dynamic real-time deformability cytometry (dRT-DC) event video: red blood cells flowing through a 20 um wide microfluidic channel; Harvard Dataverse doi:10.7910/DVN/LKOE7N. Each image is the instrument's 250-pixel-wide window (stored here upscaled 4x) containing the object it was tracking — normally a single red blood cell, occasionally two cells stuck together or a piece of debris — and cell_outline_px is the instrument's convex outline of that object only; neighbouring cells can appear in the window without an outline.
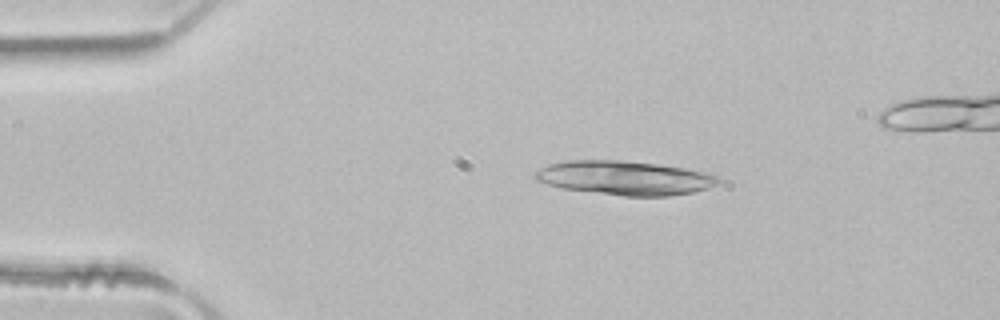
{"species": "common noctule bat (a hibernating species)", "species_latin": "Nyctalus noctula", "temperature_condition": "room temperature", "stored_images_in_passage": 5, "camera_frame_rate_fps": 3000, "um_per_image_px": 0.085, "animal": {"sex": "male", "body_mass_g": 21.5, "forearm_length_mm": 52.0}, "frame": {"image": 1, "passage_image": 3, "time_ms": 0.667, "image_size_px": [1000, 320], "cell_outline_px": [[724, 180], [720, 184], [708, 188], [692, 192], [668, 196], [624, 196], [564, 188], [548, 184], [536, 180], [532, 176], [540, 168], [548, 164], [568, 160], [620, 160], [660, 164], [684, 168], [704, 172], [720, 176]], "centroid_in_image_um": [53.16, 15.11], "position_along_channel_um": 31.8, "area_um2": 36.47}}